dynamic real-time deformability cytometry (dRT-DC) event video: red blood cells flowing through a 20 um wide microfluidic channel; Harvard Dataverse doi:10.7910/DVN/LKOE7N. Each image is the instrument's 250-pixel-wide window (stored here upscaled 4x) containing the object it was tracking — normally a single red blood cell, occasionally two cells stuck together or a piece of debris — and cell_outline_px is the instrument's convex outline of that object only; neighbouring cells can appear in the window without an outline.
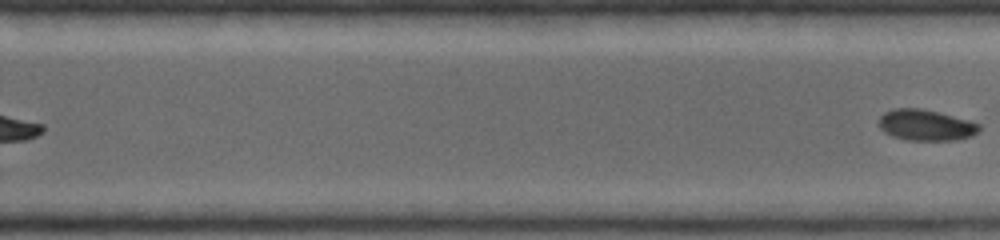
{"species": "common noctule bat (a hibernating species)", "species_latin": "Nyctalus noctula", "temperature_condition": "warm", "stored_images_in_passage": 16, "segment_of_instrument_passage": [2, 2], "camera_frame_rate_fps": 5000, "um_per_image_px": 0.085, "animal": {"sex": "female", "body_mass_g": 19.0, "forearm_length_mm": 53.3}, "frame": {"image": 1, "passage_image": 16, "time_ms": 5.2, "image_size_px": [1000, 240], "cell_outline_px": [[980, 128], [972, 136], [956, 140], [904, 140], [892, 136], [884, 132], [880, 128], [880, 116], [884, 112], [896, 108], [920, 108], [968, 120], [980, 124]], "centroid_in_image_um": [78.67, 10.64], "position_along_channel_um": 251.1, "area_um2": 17.98}}